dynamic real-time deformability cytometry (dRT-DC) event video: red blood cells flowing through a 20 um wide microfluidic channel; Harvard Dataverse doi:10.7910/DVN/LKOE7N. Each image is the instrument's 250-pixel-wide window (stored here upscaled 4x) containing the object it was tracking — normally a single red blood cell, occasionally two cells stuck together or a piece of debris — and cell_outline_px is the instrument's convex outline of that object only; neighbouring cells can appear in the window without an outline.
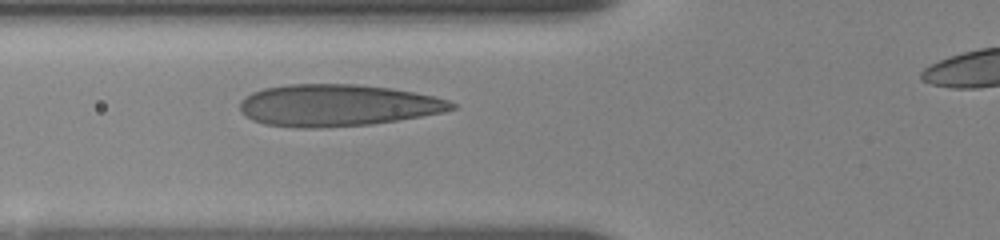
{"species": "human", "species_latin": "Homo sapiens", "temperature_condition": "room temperature", "stored_images_in_passage": 6, "camera_frame_rate_fps": 3000, "um_per_image_px": 0.085, "donor": {"sex": "female"}, "frame": {"image": 1, "passage_image": 6, "time_ms": 3.667, "image_size_px": [1000, 240], "cell_outline_px": [[456, 108], [444, 112], [372, 124], [320, 128], [296, 128], [264, 124], [252, 120], [244, 116], [240, 112], [240, 100], [252, 92], [264, 88], [288, 84], [356, 84], [392, 88], [432, 96], [448, 100], [456, 104]], "centroid_in_image_um": [28.62, 8.95], "position_along_channel_um": 97.2, "area_um2": 51.79}}